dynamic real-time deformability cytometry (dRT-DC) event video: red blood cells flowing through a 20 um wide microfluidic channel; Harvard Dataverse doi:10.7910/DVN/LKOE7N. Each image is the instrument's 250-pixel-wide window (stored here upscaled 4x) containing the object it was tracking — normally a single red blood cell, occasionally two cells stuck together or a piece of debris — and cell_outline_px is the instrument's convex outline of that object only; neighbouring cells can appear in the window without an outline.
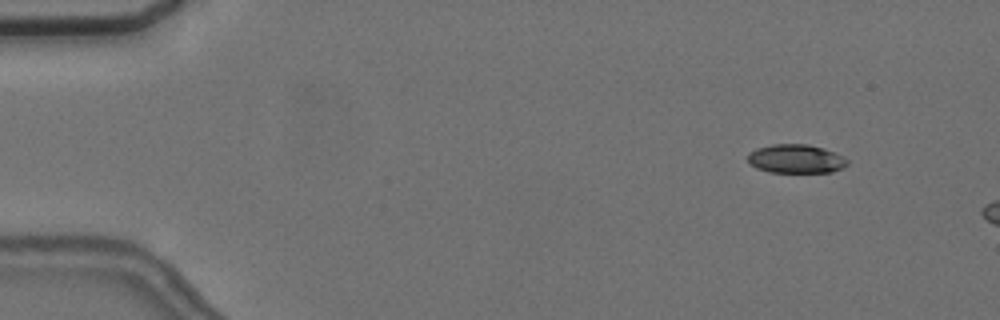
{"species": "common noctule bat (a hibernating species)", "species_latin": "Nyctalus noctula", "temperature_condition": "cold", "stored_images_in_passage": 6, "camera_frame_rate_fps": 3000, "um_per_image_px": 0.085, "animal": {"sex": "female", "body_mass_g": 24.6, "forearm_length_mm": 56.2}, "frame": {"image": 1, "passage_image": 1, "time_ms": 0.0, "image_size_px": [1000, 320], "cell_outline_px": [[848, 164], [844, 168], [832, 172], [768, 172], [756, 168], [748, 164], [748, 152], [756, 148], [772, 144], [808, 144], [824, 148], [848, 160]], "centroid_in_image_um": [67.61, 13.5], "position_along_channel_um": 17.4, "area_um2": 16.82}}